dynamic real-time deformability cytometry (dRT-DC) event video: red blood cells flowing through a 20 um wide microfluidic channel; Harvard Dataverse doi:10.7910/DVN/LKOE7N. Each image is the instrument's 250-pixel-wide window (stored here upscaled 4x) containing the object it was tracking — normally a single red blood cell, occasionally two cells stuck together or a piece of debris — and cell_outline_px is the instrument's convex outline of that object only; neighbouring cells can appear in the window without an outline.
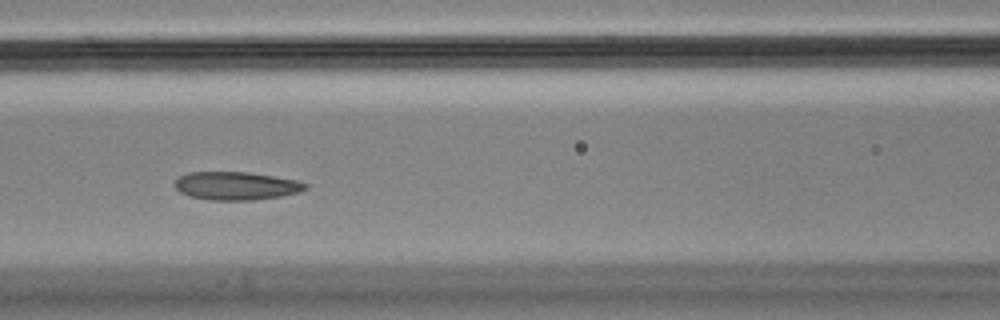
{"species": "Egyptian fruit bat (a non-hibernating species)", "species_latin": "Rousettus aegyptiacus", "temperature_condition": "cold", "stored_images_in_passage": 46, "camera_frame_rate_fps": 3000, "um_per_image_px": 0.085, "animal": {"sex": "male"}, "frame": {"image": 1, "passage_image": 17, "time_ms": 5.333, "image_size_px": [1000, 320], "cell_outline_px": [[308, 188], [300, 192], [280, 196], [252, 200], [212, 200], [192, 196], [180, 192], [176, 188], [176, 180], [180, 176], [188, 172], [248, 172], [296, 180], [308, 184]], "centroid_in_image_um": [20.1, 15.79], "position_along_channel_um": 146.5, "area_um2": 21.21}}
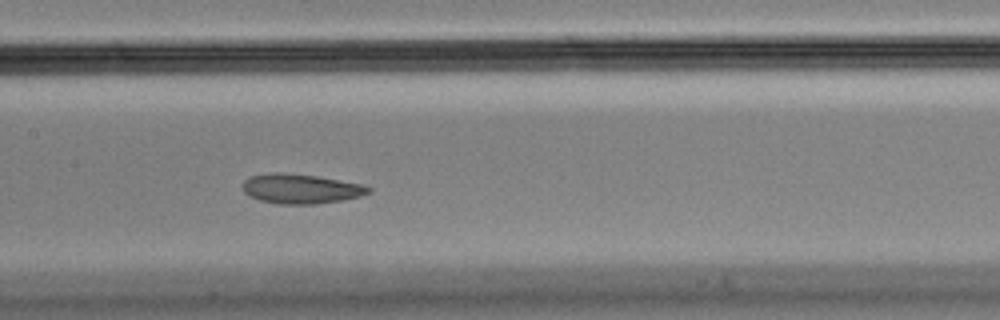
{"frame": {"image": 2, "passage_image": 20, "time_ms": 6.333, "image_size_px": [1000, 320], "cell_outline_px": [[372, 192], [360, 196], [344, 200], [316, 204], [280, 204], [260, 200], [248, 196], [244, 192], [244, 180], [248, 176], [272, 172], [284, 172], [316, 176], [360, 184], [372, 188]], "centroid_in_image_um": [25.55, 16.04], "position_along_channel_um": 181.8, "area_um2": 21.79}}
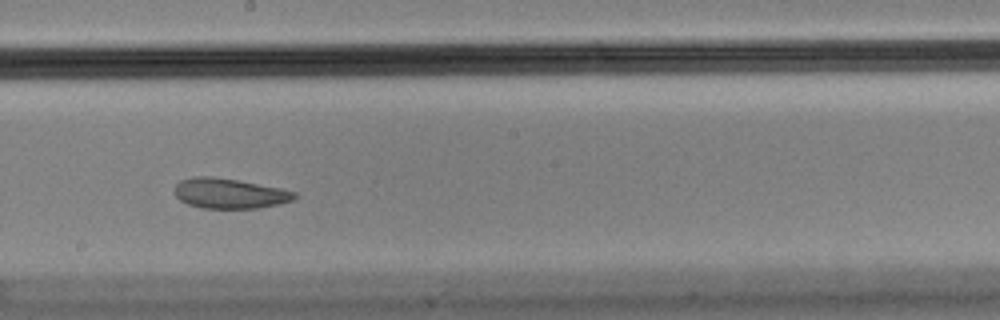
{"frame": {"image": 3, "passage_image": 24, "time_ms": 7.667, "image_size_px": [1000, 320], "cell_outline_px": [[296, 196], [292, 200], [280, 204], [260, 208], [204, 208], [188, 204], [180, 200], [176, 196], [176, 184], [180, 180], [192, 176], [208, 176], [236, 180], [280, 188], [296, 192]], "centroid_in_image_um": [19.5, 16.44], "position_along_channel_um": 228.7, "area_um2": 20.87}, "authors_computed_cell_mechanics": {"area_um2": 23.5824, "velocity_mm_per_s": 3.5278, "shape_relaxation_time_tau1_ms": null, "shape_relaxation_time_tau2_ms": 1.5443, "deformation_change_tau1": null, "deformation_change_tau2": 0.0745}}